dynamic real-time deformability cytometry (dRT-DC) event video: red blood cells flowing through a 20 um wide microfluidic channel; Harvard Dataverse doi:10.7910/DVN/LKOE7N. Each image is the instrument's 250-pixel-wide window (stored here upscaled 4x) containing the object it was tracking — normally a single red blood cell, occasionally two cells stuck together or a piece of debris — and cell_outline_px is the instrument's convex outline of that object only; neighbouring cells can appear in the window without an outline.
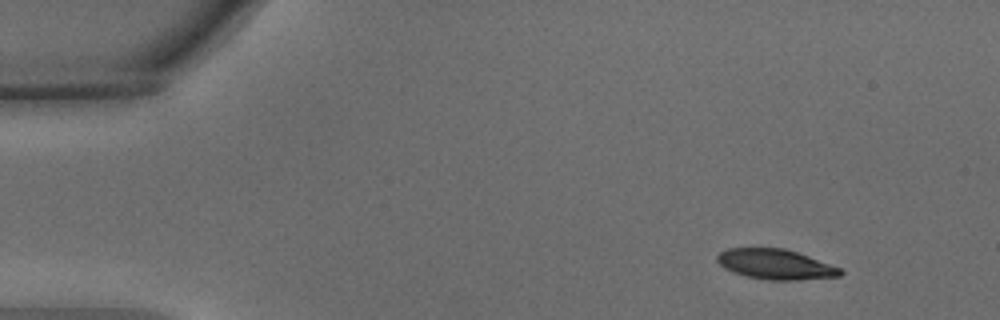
{"species": "common noctule bat (a hibernating species)", "species_latin": "Nyctalus noctula", "temperature_condition": "warm", "stored_images_in_passage": 45, "camera_frame_rate_fps": 3000, "um_per_image_px": 0.085, "animal": {"sex": "male", "body_mass_g": 15.6}, "frame": {"image": 1, "passage_image": 1, "time_ms": 0.0, "image_size_px": [1000, 320], "cell_outline_px": [[844, 272], [840, 276], [796, 280], [772, 280], [748, 276], [724, 268], [716, 260], [716, 256], [720, 252], [728, 248], [784, 248], [808, 256], [840, 268]], "centroid_in_image_um": [65.91, 22.46], "position_along_channel_um": 19.1, "area_um2": 21.27}}
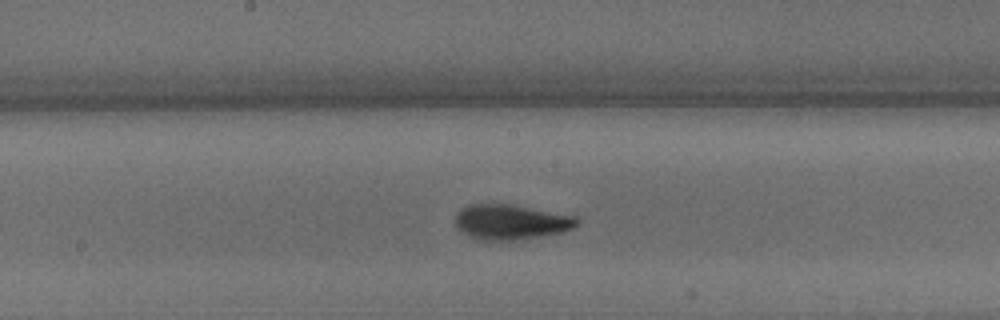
{"frame": {"image": 2, "passage_image": 24, "time_ms": 7.667, "image_size_px": [1000, 320], "cell_outline_px": [[580, 224], [572, 228], [560, 232], [512, 240], [476, 240], [468, 236], [456, 224], [456, 216], [468, 204], [508, 204], [576, 216], [580, 220]], "centroid_in_image_um": [43.44, 18.87], "position_along_channel_um": 204.8, "area_um2": 24.33}}
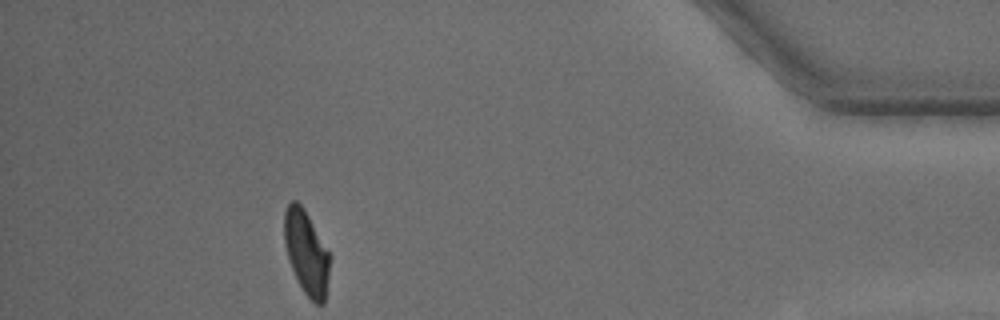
{"frame": {"image": 3, "passage_image": 45, "time_ms": 14.667, "image_size_px": [1000, 320], "cell_outline_px": [[332, 256], [324, 304], [316, 304], [304, 292], [292, 268], [284, 244], [284, 212], [288, 204], [292, 200], [296, 200], [304, 208]], "centroid_in_image_um": [26.07, 21.45], "position_along_channel_um": 409.1, "area_um2": 22.31}, "authors_computed_cell_mechanics": {"area_um2": 23.2934, "velocity_mm_per_s": 3.6664, "shape_relaxation_time_tau1_ms": 3.196, "shape_relaxation_time_tau2_ms": 1.7415, "deformation_change_tau1": 0.1594, "deformation_change_tau2": 0.0636}}